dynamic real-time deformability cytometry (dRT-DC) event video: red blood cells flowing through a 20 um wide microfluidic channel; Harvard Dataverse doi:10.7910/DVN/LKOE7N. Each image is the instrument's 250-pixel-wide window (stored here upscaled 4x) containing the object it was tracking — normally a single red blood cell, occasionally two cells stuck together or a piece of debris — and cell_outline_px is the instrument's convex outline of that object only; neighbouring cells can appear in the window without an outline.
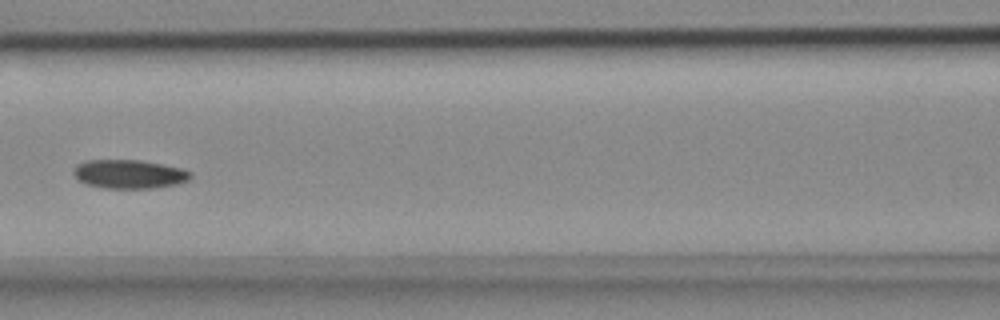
{"species": "common noctule bat (a hibernating species)", "species_latin": "Nyctalus noctula", "temperature_condition": "cold", "stored_images_in_passage": 9, "camera_frame_rate_fps": 3000, "um_per_image_px": 0.085, "animal": {"sex": "female", "body_mass_g": 18.4}, "frame": {"image": 1, "passage_image": 6, "time_ms": 1.667, "image_size_px": [1000, 320], "cell_outline_px": [[192, 176], [188, 180], [176, 184], [152, 188], [104, 188], [84, 184], [72, 172], [72, 168], [76, 164], [88, 160], [140, 160], [180, 168], [192, 172]], "centroid_in_image_um": [10.94, 14.8], "position_along_channel_um": 155.7, "area_um2": 19.59}}
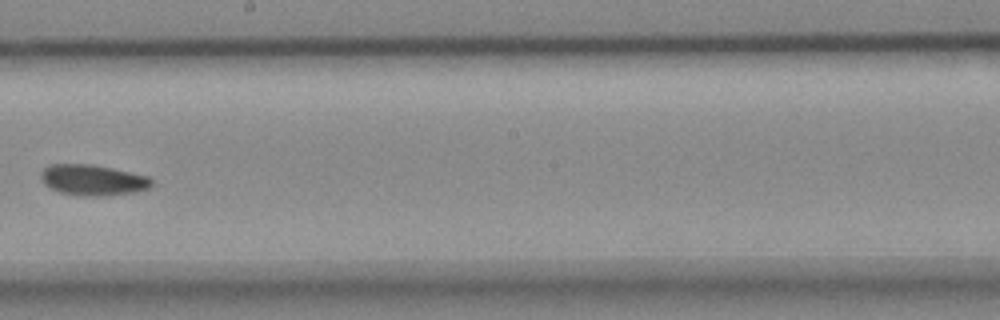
{"frame": {"image": 2, "passage_image": 8, "time_ms": 2.333, "image_size_px": [1000, 320], "cell_outline_px": [[152, 184], [148, 188], [136, 192], [108, 196], [76, 196], [60, 192], [44, 184], [40, 176], [40, 172], [48, 164], [92, 164], [112, 168], [148, 176], [152, 180]], "centroid_in_image_um": [7.87, 15.31], "position_along_channel_um": 240.3, "area_um2": 20.06}}
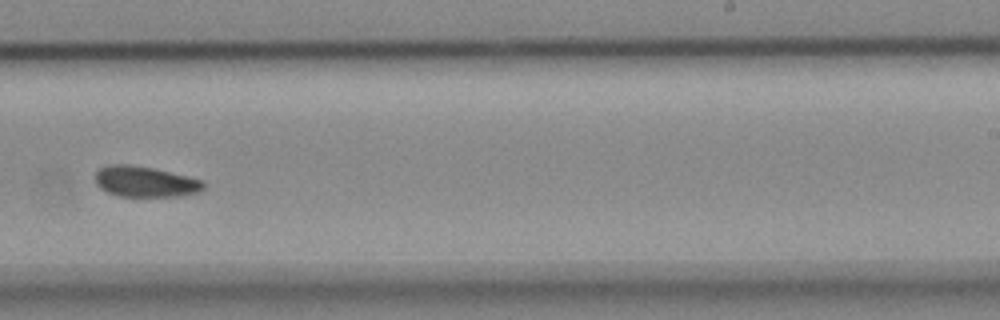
{"frame": {"image": 3, "passage_image": 9, "time_ms": 2.667, "image_size_px": [1000, 320], "cell_outline_px": [[204, 188], [200, 192], [180, 196], [120, 196], [108, 192], [100, 188], [96, 184], [92, 176], [100, 168], [108, 164], [132, 164], [152, 168], [204, 180]], "centroid_in_image_um": [12.31, 15.43], "position_along_channel_um": 276.7, "area_um2": 19.54}}